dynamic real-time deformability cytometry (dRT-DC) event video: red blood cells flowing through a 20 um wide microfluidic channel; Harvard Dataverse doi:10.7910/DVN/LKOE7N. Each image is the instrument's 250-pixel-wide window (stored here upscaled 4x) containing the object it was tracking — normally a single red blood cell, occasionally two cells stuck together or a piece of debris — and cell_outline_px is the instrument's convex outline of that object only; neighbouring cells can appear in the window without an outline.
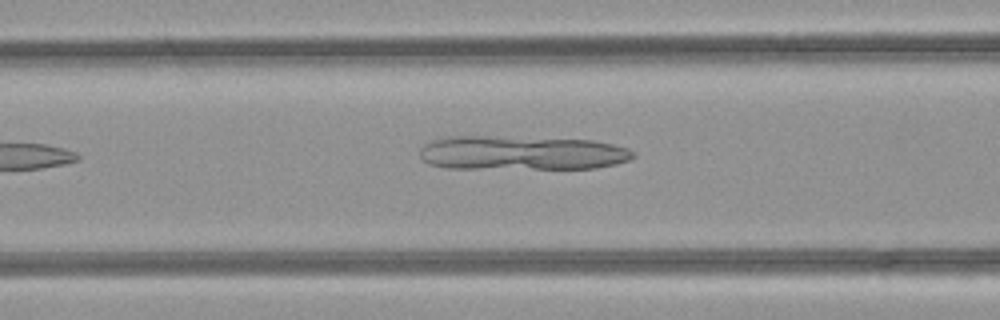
{"species": "common noctule bat (a hibernating species)", "species_latin": "Nyctalus noctula", "temperature_condition": "room temperature", "stored_images_in_passage": 21, "camera_frame_rate_fps": 3000, "um_per_image_px": 0.085, "animal": {"sex": "female", "body_mass_g": 21.9}, "frame": {"image": 1, "passage_image": 5, "time_ms": 1.333, "image_size_px": [1000, 320], "cell_outline_px": [[636, 156], [628, 160], [616, 164], [596, 168], [448, 168], [428, 164], [420, 156], [420, 148], [424, 144], [432, 140], [448, 136], [488, 136], [592, 140], [612, 144], [628, 148], [636, 152]], "centroid_in_image_um": [44.34, 12.99], "position_along_channel_um": 122.3, "area_um2": 42.6}}
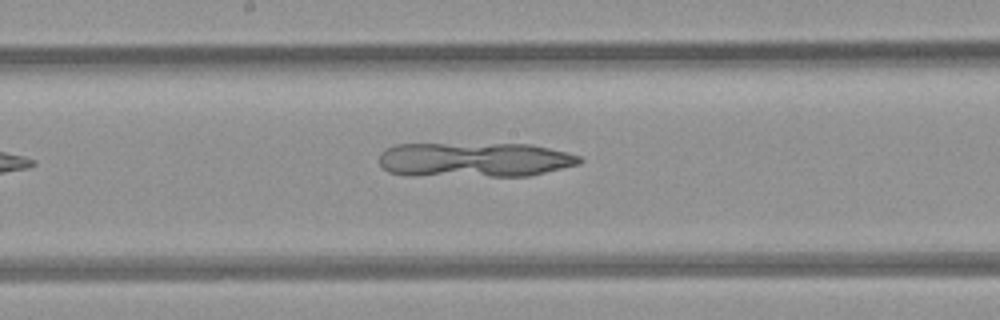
{"frame": {"image": 2, "passage_image": 11, "time_ms": 3.333, "image_size_px": [1000, 320], "cell_outline_px": [[584, 160], [580, 164], [528, 176], [408, 176], [388, 172], [380, 164], [380, 152], [384, 148], [396, 144], [532, 144], [568, 152], [580, 156]], "centroid_in_image_um": [40.32, 13.58], "position_along_channel_um": 207.9, "area_um2": 41.1}}
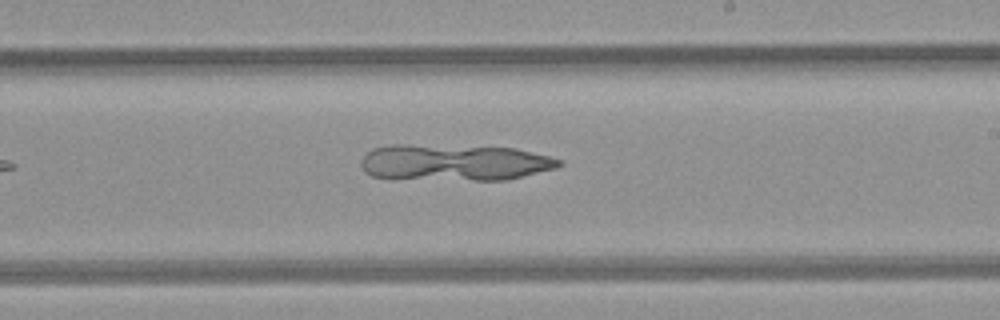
{"frame": {"image": 3, "passage_image": 14, "time_ms": 4.333, "image_size_px": [1000, 320], "cell_outline_px": [[564, 164], [556, 168], [508, 180], [472, 180], [372, 176], [364, 172], [360, 164], [360, 160], [372, 148], [392, 144], [408, 144], [516, 148], [564, 160]], "centroid_in_image_um": [38.66, 13.8], "position_along_channel_um": 250.3, "area_um2": 41.85}}